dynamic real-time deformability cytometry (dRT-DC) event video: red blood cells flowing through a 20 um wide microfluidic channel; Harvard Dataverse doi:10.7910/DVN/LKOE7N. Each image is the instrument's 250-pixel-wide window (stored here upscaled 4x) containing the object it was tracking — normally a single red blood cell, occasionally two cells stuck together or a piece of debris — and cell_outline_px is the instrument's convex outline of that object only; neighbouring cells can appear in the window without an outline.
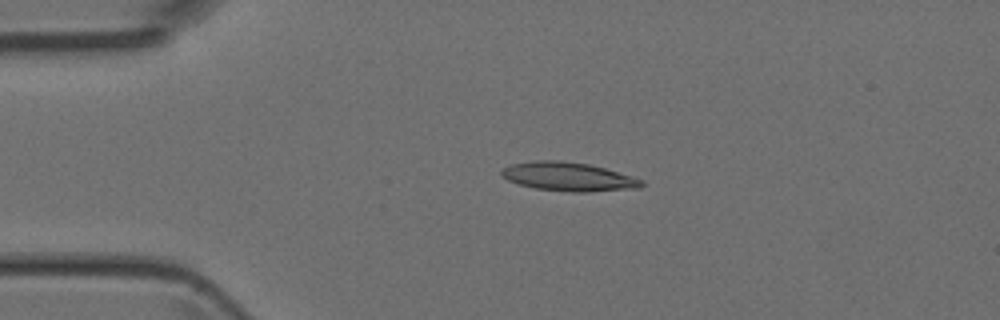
{"species": "Egyptian fruit bat (a non-hibernating species)", "species_latin": "Rousettus aegyptiacus", "temperature_condition": "room temperature", "stored_images_in_passage": 4, "camera_frame_rate_fps": 3000, "um_per_image_px": 0.085, "animal": {"sex": "female"}, "frame": {"image": 1, "passage_image": 3, "time_ms": 0.667, "image_size_px": [1000, 320], "cell_outline_px": [[644, 184], [640, 188], [588, 192], [572, 192], [536, 188], [520, 184], [508, 180], [500, 176], [500, 172], [504, 168], [512, 164], [536, 160], [560, 160], [588, 164], [604, 168], [644, 180]], "centroid_in_image_um": [48.32, 15.02], "position_along_channel_um": 36.7, "area_um2": 23.35}}